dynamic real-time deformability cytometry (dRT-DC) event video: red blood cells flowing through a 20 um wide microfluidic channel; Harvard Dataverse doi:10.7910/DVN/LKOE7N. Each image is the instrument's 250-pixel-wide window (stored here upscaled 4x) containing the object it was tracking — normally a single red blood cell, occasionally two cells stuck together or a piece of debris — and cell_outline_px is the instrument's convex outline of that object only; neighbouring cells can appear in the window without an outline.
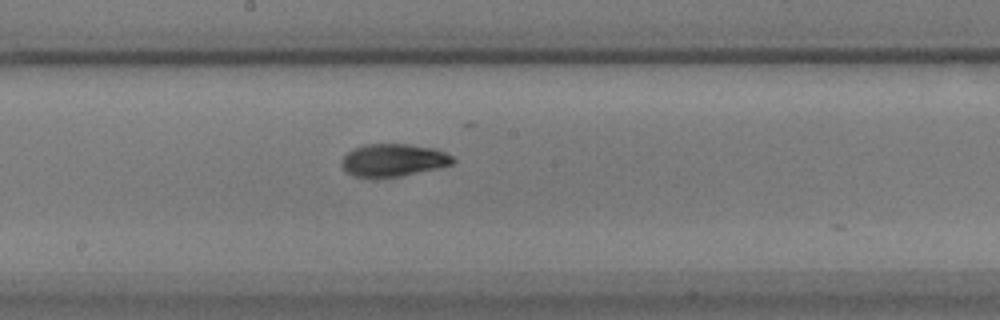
{"species": "common noctule bat (a hibernating species)", "species_latin": "Nyctalus noctula", "temperature_condition": "warm", "stored_images_in_passage": 41, "camera_frame_rate_fps": 3000, "um_per_image_px": 0.085, "animal": {"sex": "male", "body_mass_g": 17.9}, "frame": {"image": 1, "passage_image": 18, "time_ms": 5.667, "image_size_px": [1000, 320], "cell_outline_px": [[456, 160], [452, 164], [440, 168], [400, 176], [352, 176], [340, 164], [340, 160], [352, 148], [364, 144], [408, 144], [436, 148], [452, 156]], "centroid_in_image_um": [33.45, 13.59], "position_along_channel_um": 214.8, "area_um2": 21.1}}
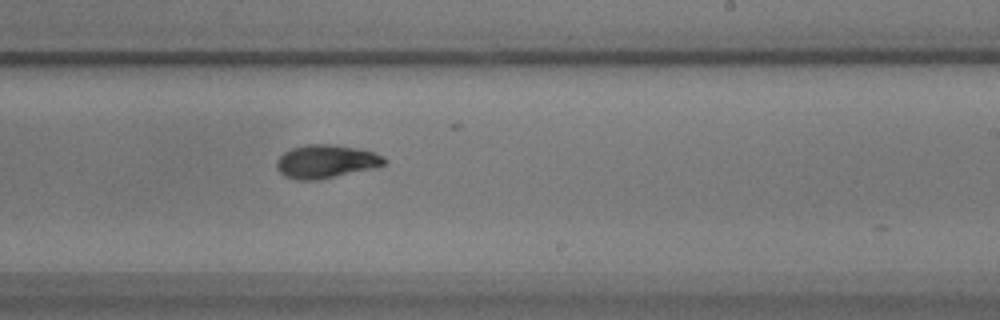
{"frame": {"image": 2, "passage_image": 22, "time_ms": 7.0, "image_size_px": [1000, 320], "cell_outline_px": [[388, 160], [384, 164], [376, 168], [316, 180], [300, 180], [284, 176], [276, 168], [276, 160], [284, 152], [292, 148], [304, 144], [336, 144], [356, 148], [372, 152], [384, 156]], "centroid_in_image_um": [27.71, 13.72], "position_along_channel_um": 261.3, "area_um2": 21.04}, "authors_computed_cell_mechanics": {"area_um2": 20.5768, "velocity_mm_per_s": 3.5002, "shape_relaxation_time_tau1_ms": 3.8549, "shape_relaxation_time_tau2_ms": 3.5978, "deformation_change_tau1": 0.1513, "deformation_change_tau2": 0.0807}}